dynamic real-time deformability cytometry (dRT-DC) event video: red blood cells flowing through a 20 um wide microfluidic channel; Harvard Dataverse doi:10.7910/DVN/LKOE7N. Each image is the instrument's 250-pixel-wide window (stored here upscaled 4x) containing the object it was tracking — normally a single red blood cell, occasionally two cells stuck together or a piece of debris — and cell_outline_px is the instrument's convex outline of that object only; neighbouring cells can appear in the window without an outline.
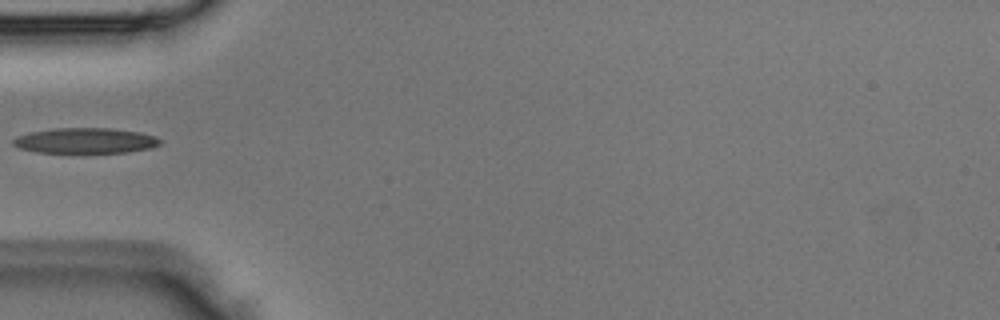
{"species": "Egyptian fruit bat (a non-hibernating species)", "species_latin": "Rousettus aegyptiacus", "temperature_condition": "room temperature", "stored_images_in_passage": 5, "camera_frame_rate_fps": 3000, "um_per_image_px": 0.085, "animal": {"sex": "male"}, "frame": {"image": 1, "passage_image": 5, "time_ms": 1.333, "image_size_px": [1000, 320], "cell_outline_px": [[160, 144], [152, 148], [128, 152], [36, 152], [20, 148], [12, 144], [12, 140], [16, 136], [32, 132], [56, 128], [108, 128], [140, 132], [156, 136], [160, 140]], "centroid_in_image_um": [7.27, 11.95], "position_along_channel_um": 77.7, "area_um2": 21.62}}